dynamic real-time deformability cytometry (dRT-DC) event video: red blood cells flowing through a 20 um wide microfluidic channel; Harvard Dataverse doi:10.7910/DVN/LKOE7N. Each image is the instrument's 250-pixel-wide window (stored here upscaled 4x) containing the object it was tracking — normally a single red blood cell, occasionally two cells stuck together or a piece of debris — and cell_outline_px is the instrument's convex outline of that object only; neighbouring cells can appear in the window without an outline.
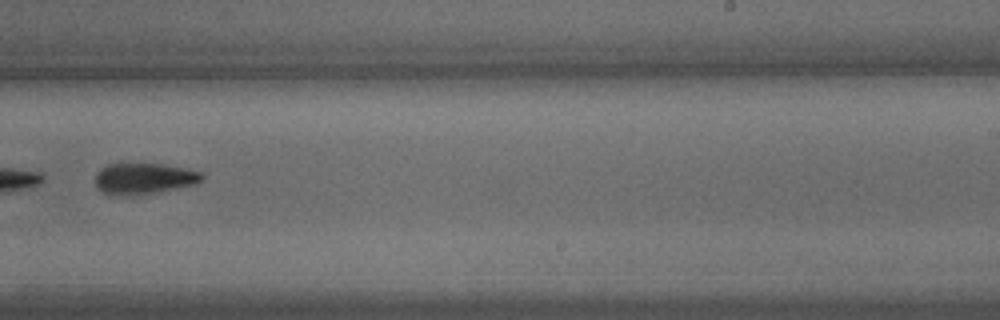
{"species": "common noctule bat (a hibernating species)", "species_latin": "Nyctalus noctula", "temperature_condition": "warm", "stored_images_in_passage": 40, "segment_of_instrument_passage": [2, 2], "camera_frame_rate_fps": 3000, "um_per_image_px": 0.085, "animal": {"sex": "male", "body_mass_g": 15.6}, "frame": {"image": 1, "passage_image": 25, "time_ms": 8.0, "image_size_px": [1000, 320], "cell_outline_px": [[204, 176], [196, 184], [160, 192], [104, 192], [96, 184], [96, 172], [100, 168], [108, 164], [160, 164], [184, 168], [204, 172]], "centroid_in_image_um": [12.32, 15.12], "position_along_channel_um": 276.7, "area_um2": 18.38}}